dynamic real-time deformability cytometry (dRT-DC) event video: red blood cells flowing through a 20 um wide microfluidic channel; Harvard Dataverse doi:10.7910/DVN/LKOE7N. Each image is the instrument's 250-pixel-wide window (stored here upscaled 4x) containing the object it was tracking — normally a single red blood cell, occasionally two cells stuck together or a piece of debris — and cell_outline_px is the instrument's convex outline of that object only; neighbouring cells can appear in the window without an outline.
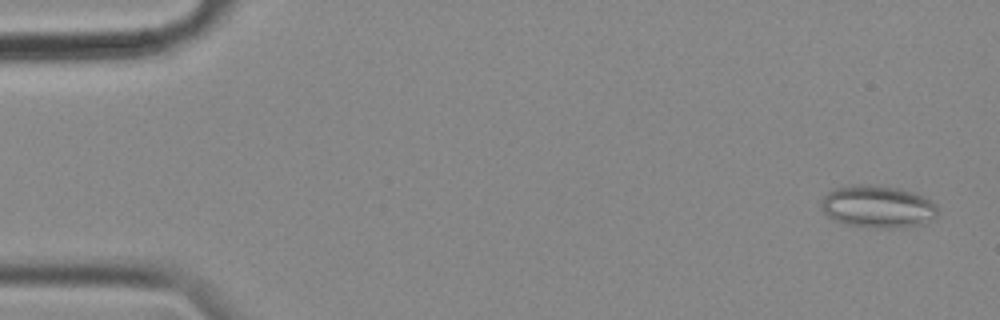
{"species": "common noctule bat (a hibernating species)", "species_latin": "Nyctalus noctula", "temperature_condition": "cold", "stored_images_in_passage": 57, "camera_frame_rate_fps": 3000, "um_per_image_px": 0.085, "animal": {"sex": "female", "body_mass_g": 18.4}, "frame": {"image": 1, "passage_image": 3, "time_ms": 0.667, "image_size_px": [1000, 320], "cell_outline_px": [[936, 216], [932, 220], [920, 224], [888, 228], [852, 224], [836, 220], [828, 216], [820, 208], [824, 196], [828, 192], [836, 188], [852, 184], [868, 184], [896, 188], [912, 192], [936, 204]], "centroid_in_image_um": [74.58, 17.54], "position_along_channel_um": 10.4, "area_um2": 27.98}}
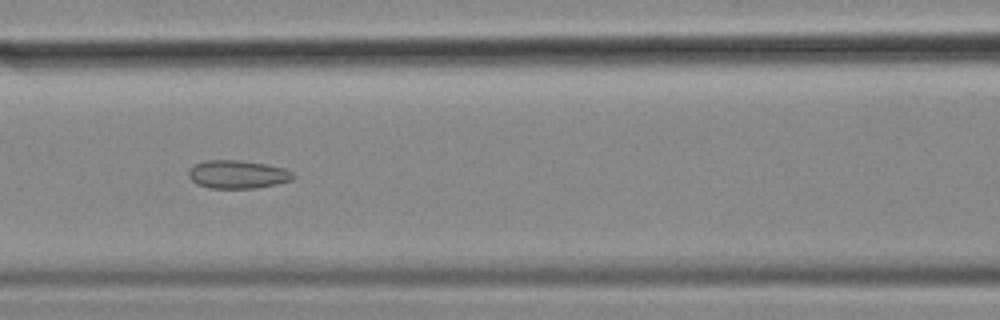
{"frame": {"image": 2, "passage_image": 25, "time_ms": 8.0, "image_size_px": [1000, 320], "cell_outline_px": [[296, 176], [292, 180], [276, 184], [256, 188], [208, 188], [192, 180], [188, 176], [188, 172], [196, 164], [204, 160], [240, 160], [264, 164], [284, 168], [292, 172]], "centroid_in_image_um": [20.22, 14.82], "position_along_channel_um": 146.4, "area_um2": 17.05}}
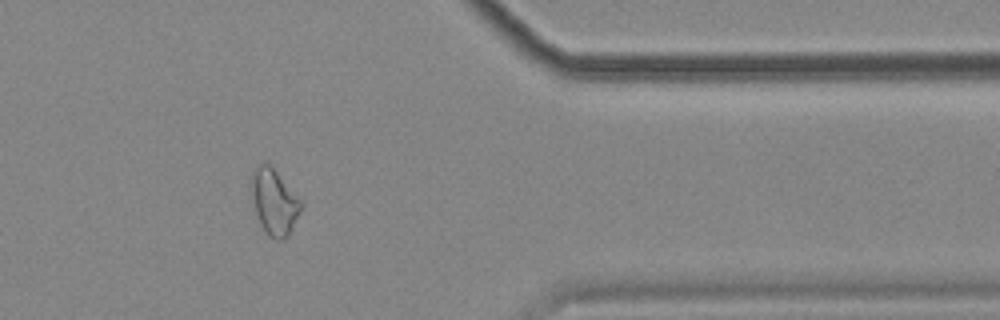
{"frame": {"image": 3, "passage_image": 47, "time_ms": 15.333, "image_size_px": [1000, 320], "cell_outline_px": [[300, 212], [288, 236], [284, 240], [276, 240], [268, 236], [260, 224], [256, 212], [252, 196], [252, 172], [260, 164], [268, 164], [276, 172], [300, 200]], "centroid_in_image_um": [23.3, 17.22], "position_along_channel_um": 388.1, "area_um2": 18.26}, "authors_computed_cell_mechanics": {"area_um2": 19.363, "velocity_mm_per_s": 3.5482, "shape_relaxation_time_tau1_ms": null, "shape_relaxation_time_tau2_ms": 3.9547, "deformation_change_tau1": null, "deformation_change_tau2": 0.1059}}